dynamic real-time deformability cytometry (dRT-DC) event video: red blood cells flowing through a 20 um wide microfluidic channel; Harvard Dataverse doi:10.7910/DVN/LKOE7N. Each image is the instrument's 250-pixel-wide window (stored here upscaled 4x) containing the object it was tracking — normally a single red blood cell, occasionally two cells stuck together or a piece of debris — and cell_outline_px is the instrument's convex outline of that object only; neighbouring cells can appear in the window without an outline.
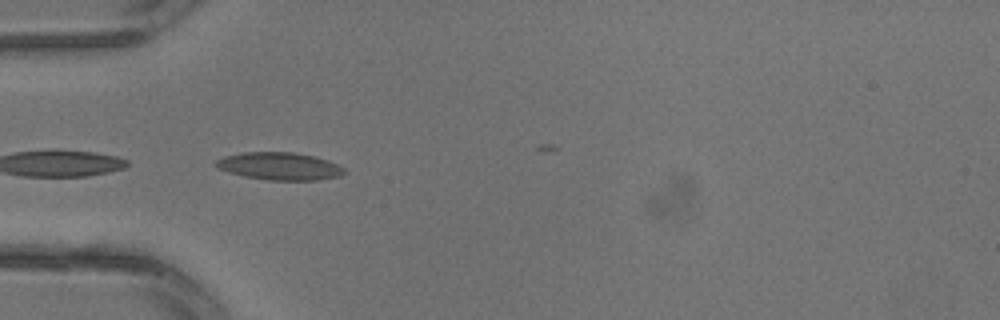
{"species": "common noctule bat (a hibernating species)", "species_latin": "Nyctalus noctula", "temperature_condition": "warm", "stored_images_in_passage": 3, "segment_of_instrument_passage": [2, 2], "camera_frame_rate_fps": 3000, "um_per_image_px": 0.085, "animal": {"sex": "male", "body_mass_g": 13.3}, "frame": {"image": 1, "passage_image": 3, "time_ms": 0.667, "image_size_px": [1000, 320], "cell_outline_px": [[348, 172], [340, 176], [320, 180], [268, 180], [244, 176], [228, 172], [216, 168], [212, 164], [216, 160], [224, 156], [244, 152], [292, 152], [312, 156], [328, 160], [344, 168]], "centroid_in_image_um": [23.74, 14.13], "position_along_channel_um": 61.3, "area_um2": 20.75}}